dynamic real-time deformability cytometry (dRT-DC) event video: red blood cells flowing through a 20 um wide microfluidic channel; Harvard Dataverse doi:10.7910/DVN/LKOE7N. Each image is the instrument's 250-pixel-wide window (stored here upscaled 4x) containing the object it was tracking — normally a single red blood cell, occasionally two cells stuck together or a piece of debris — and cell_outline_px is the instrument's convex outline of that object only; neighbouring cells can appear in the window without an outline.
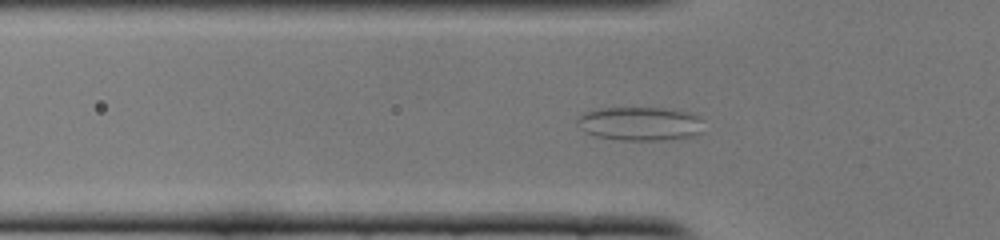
{"species": "common noctule bat (a hibernating species)", "species_latin": "Nyctalus noctula", "temperature_condition": "cold", "stored_images_in_passage": 51, "camera_frame_rate_fps": 3000, "um_per_image_px": 0.085, "animal": {"sex": "female", "body_mass_g": 22.0, "forearm_length_mm": 56.7}, "frame": {"image": 1, "passage_image": 16, "time_ms": 5.0, "image_size_px": [1000, 240], "cell_outline_px": [[700, 132], [692, 136], [660, 140], [620, 140], [596, 136], [588, 132], [584, 128], [580, 120], [580, 116], [588, 112], [600, 108], [664, 108], [688, 112], [696, 116], [700, 120]], "centroid_in_image_um": [54.44, 10.51], "position_along_channel_um": 71.4, "area_um2": 23.99}}
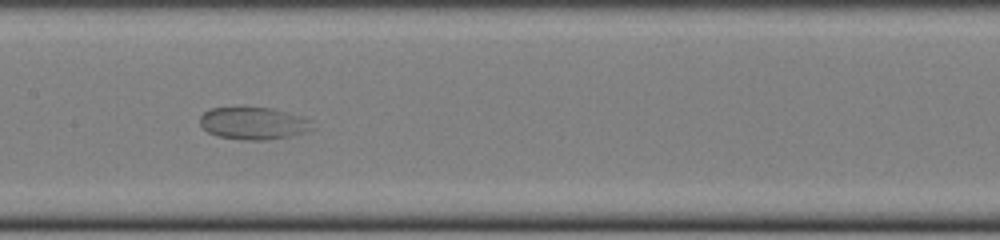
{"frame": {"image": 2, "passage_image": 25, "time_ms": 8.0, "image_size_px": [1000, 240], "cell_outline_px": [[312, 128], [304, 132], [288, 136], [264, 140], [244, 140], [216, 136], [208, 132], [200, 124], [200, 116], [208, 108], [272, 108], [300, 116], [312, 120]], "centroid_in_image_um": [21.51, 10.48], "position_along_channel_um": 185.9, "area_um2": 20.92}}
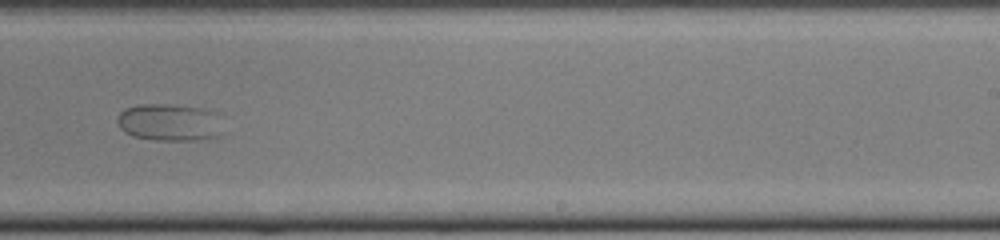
{"frame": {"image": 3, "passage_image": 32, "time_ms": 10.333, "image_size_px": [1000, 240], "cell_outline_px": [[220, 136], [200, 140], [156, 140], [132, 136], [124, 132], [120, 128], [116, 120], [120, 112], [124, 108], [140, 104], [172, 104], [200, 108], [220, 112]], "centroid_in_image_um": [14.41, 10.39], "position_along_channel_um": 274.6, "area_um2": 23.29}}